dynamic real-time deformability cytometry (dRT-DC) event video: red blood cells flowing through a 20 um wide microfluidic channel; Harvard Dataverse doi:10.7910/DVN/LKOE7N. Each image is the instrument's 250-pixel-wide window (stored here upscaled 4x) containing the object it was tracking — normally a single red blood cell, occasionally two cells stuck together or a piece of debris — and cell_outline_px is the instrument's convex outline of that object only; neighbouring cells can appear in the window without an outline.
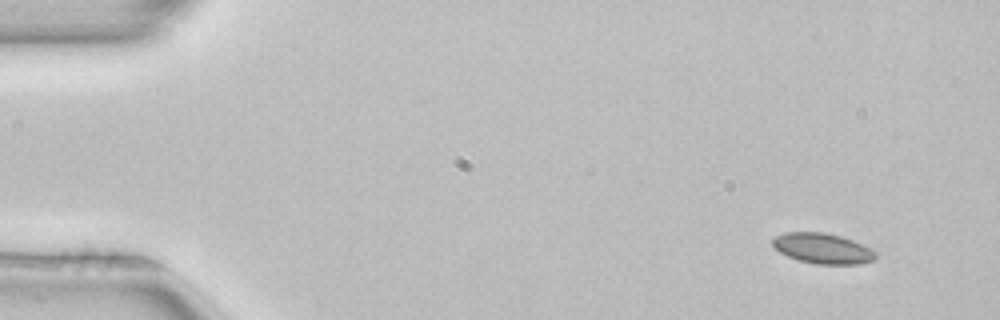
{"species": "common noctule bat (a hibernating species)", "species_latin": "Nyctalus noctula", "temperature_condition": "room temperature", "stored_images_in_passage": 5, "camera_frame_rate_fps": 3000, "um_per_image_px": 0.085, "animal": {"sex": "female", "body_mass_g": 22.7, "forearm_length_mm": 54.2}, "frame": {"image": 1, "passage_image": 1, "time_ms": 0.0, "image_size_px": [1000, 320], "cell_outline_px": [[876, 256], [872, 260], [860, 264], [816, 264], [800, 260], [788, 256], [780, 252], [772, 244], [772, 240], [776, 236], [784, 232], [824, 232], [840, 236], [852, 240], [872, 248], [876, 252]], "centroid_in_image_um": [69.94, 21.11], "position_along_channel_um": 15.1, "area_um2": 18.15}}
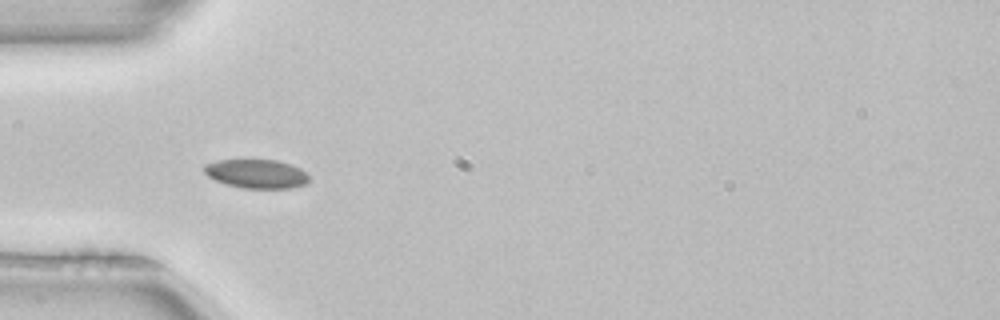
{"frame": {"image": 2, "passage_image": 4, "time_ms": 1.0, "image_size_px": [1000, 320], "cell_outline_px": [[308, 180], [304, 184], [292, 188], [244, 188], [224, 184], [208, 176], [204, 172], [204, 164], [216, 160], [276, 160], [300, 168], [308, 176]], "centroid_in_image_um": [21.76, 14.77], "position_along_channel_um": 63.2, "area_um2": 17.51}}